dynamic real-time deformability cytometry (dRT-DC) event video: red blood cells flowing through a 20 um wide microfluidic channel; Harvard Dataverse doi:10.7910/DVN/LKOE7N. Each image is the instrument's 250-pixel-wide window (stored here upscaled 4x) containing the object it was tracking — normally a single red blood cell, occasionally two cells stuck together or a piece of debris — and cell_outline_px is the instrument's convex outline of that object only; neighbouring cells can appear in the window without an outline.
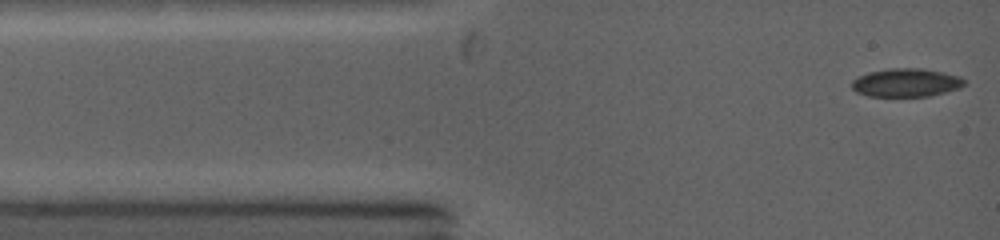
{"species": "common noctule bat (a hibernating species)", "species_latin": "Nyctalus noctula", "temperature_condition": "warm", "stored_images_in_passage": 9, "camera_frame_rate_fps": 5000, "um_per_image_px": 0.085, "animal": {"sex": "female", "body_mass_g": 19.0, "forearm_length_mm": 53.3}, "frame": {"image": 1, "passage_image": 1, "time_ms": 0.0, "image_size_px": [1000, 240], "cell_outline_px": [[964, 84], [956, 88], [944, 92], [928, 96], [868, 96], [856, 92], [852, 88], [852, 80], [860, 76], [872, 72], [896, 68], [916, 68], [940, 72], [956, 76], [964, 80]], "centroid_in_image_um": [76.96, 7.04], "position_along_channel_um": 8.0, "area_um2": 17.92}}
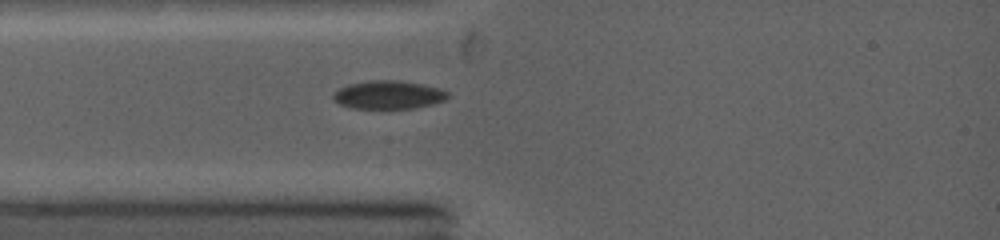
{"frame": {"image": 2, "passage_image": 7, "time_ms": 2.2, "image_size_px": [1000, 240], "cell_outline_px": [[448, 96], [444, 100], [432, 104], [416, 108], [352, 108], [340, 104], [332, 96], [340, 88], [352, 84], [376, 80], [392, 80], [416, 84], [436, 88], [448, 92]], "centroid_in_image_um": [33.01, 8.08], "position_along_channel_um": 52.0, "area_um2": 18.15}}